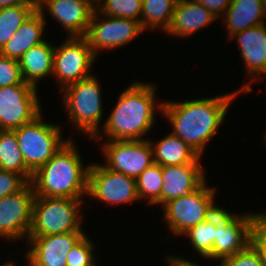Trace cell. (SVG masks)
Listing matches in <instances>:
<instances>
[{
    "instance_id": "obj_1",
    "label": "cell",
    "mask_w": 266,
    "mask_h": 266,
    "mask_svg": "<svg viewBox=\"0 0 266 266\" xmlns=\"http://www.w3.org/2000/svg\"><path fill=\"white\" fill-rule=\"evenodd\" d=\"M228 93L183 102L165 100L161 115L168 119L172 126L171 132L202 157L207 143L224 123L231 101L241 93V90Z\"/></svg>"
},
{
    "instance_id": "obj_2",
    "label": "cell",
    "mask_w": 266,
    "mask_h": 266,
    "mask_svg": "<svg viewBox=\"0 0 266 266\" xmlns=\"http://www.w3.org/2000/svg\"><path fill=\"white\" fill-rule=\"evenodd\" d=\"M155 92L156 84L139 80L130 83L129 87L121 92L115 108L101 125L103 131L93 139H101L103 132L106 141L145 140V134L155 126V110L162 113L163 102L155 103Z\"/></svg>"
},
{
    "instance_id": "obj_3",
    "label": "cell",
    "mask_w": 266,
    "mask_h": 266,
    "mask_svg": "<svg viewBox=\"0 0 266 266\" xmlns=\"http://www.w3.org/2000/svg\"><path fill=\"white\" fill-rule=\"evenodd\" d=\"M75 142L69 141L42 167L31 180L35 197L83 199L87 195L89 165L82 162Z\"/></svg>"
},
{
    "instance_id": "obj_4",
    "label": "cell",
    "mask_w": 266,
    "mask_h": 266,
    "mask_svg": "<svg viewBox=\"0 0 266 266\" xmlns=\"http://www.w3.org/2000/svg\"><path fill=\"white\" fill-rule=\"evenodd\" d=\"M62 104L70 123L78 132L94 138L101 131L103 119L102 89L97 77L91 75L67 85L61 91ZM101 123V124H100ZM77 128V129H76Z\"/></svg>"
},
{
    "instance_id": "obj_5",
    "label": "cell",
    "mask_w": 266,
    "mask_h": 266,
    "mask_svg": "<svg viewBox=\"0 0 266 266\" xmlns=\"http://www.w3.org/2000/svg\"><path fill=\"white\" fill-rule=\"evenodd\" d=\"M84 202L82 199L35 197L28 236L83 232L79 209Z\"/></svg>"
},
{
    "instance_id": "obj_6",
    "label": "cell",
    "mask_w": 266,
    "mask_h": 266,
    "mask_svg": "<svg viewBox=\"0 0 266 266\" xmlns=\"http://www.w3.org/2000/svg\"><path fill=\"white\" fill-rule=\"evenodd\" d=\"M13 131L23 160L32 173L46 164L69 141L68 138L63 139L61 126L45 122L42 113Z\"/></svg>"
},
{
    "instance_id": "obj_7",
    "label": "cell",
    "mask_w": 266,
    "mask_h": 266,
    "mask_svg": "<svg viewBox=\"0 0 266 266\" xmlns=\"http://www.w3.org/2000/svg\"><path fill=\"white\" fill-rule=\"evenodd\" d=\"M205 181L194 192L170 200L163 207V218L173 236H182L190 228L205 221L217 208L216 188Z\"/></svg>"
},
{
    "instance_id": "obj_8",
    "label": "cell",
    "mask_w": 266,
    "mask_h": 266,
    "mask_svg": "<svg viewBox=\"0 0 266 266\" xmlns=\"http://www.w3.org/2000/svg\"><path fill=\"white\" fill-rule=\"evenodd\" d=\"M257 214L235 215L218 206L214 211L216 234L209 259L221 261L243 251L251 243V231Z\"/></svg>"
},
{
    "instance_id": "obj_9",
    "label": "cell",
    "mask_w": 266,
    "mask_h": 266,
    "mask_svg": "<svg viewBox=\"0 0 266 266\" xmlns=\"http://www.w3.org/2000/svg\"><path fill=\"white\" fill-rule=\"evenodd\" d=\"M96 58L85 37L66 36L63 44L55 46L52 76L62 90L93 75L91 68Z\"/></svg>"
},
{
    "instance_id": "obj_10",
    "label": "cell",
    "mask_w": 266,
    "mask_h": 266,
    "mask_svg": "<svg viewBox=\"0 0 266 266\" xmlns=\"http://www.w3.org/2000/svg\"><path fill=\"white\" fill-rule=\"evenodd\" d=\"M143 32L139 21L102 15L95 9L84 37L97 57L101 50L125 46Z\"/></svg>"
},
{
    "instance_id": "obj_11",
    "label": "cell",
    "mask_w": 266,
    "mask_h": 266,
    "mask_svg": "<svg viewBox=\"0 0 266 266\" xmlns=\"http://www.w3.org/2000/svg\"><path fill=\"white\" fill-rule=\"evenodd\" d=\"M38 95L31 84L0 87V130L13 131L43 113Z\"/></svg>"
},
{
    "instance_id": "obj_12",
    "label": "cell",
    "mask_w": 266,
    "mask_h": 266,
    "mask_svg": "<svg viewBox=\"0 0 266 266\" xmlns=\"http://www.w3.org/2000/svg\"><path fill=\"white\" fill-rule=\"evenodd\" d=\"M90 164L88 170L87 195L108 205L129 204L139 200L135 178L100 165Z\"/></svg>"
},
{
    "instance_id": "obj_13",
    "label": "cell",
    "mask_w": 266,
    "mask_h": 266,
    "mask_svg": "<svg viewBox=\"0 0 266 266\" xmlns=\"http://www.w3.org/2000/svg\"><path fill=\"white\" fill-rule=\"evenodd\" d=\"M107 168L137 178L154 163L153 148L145 140H111L101 145Z\"/></svg>"
},
{
    "instance_id": "obj_14",
    "label": "cell",
    "mask_w": 266,
    "mask_h": 266,
    "mask_svg": "<svg viewBox=\"0 0 266 266\" xmlns=\"http://www.w3.org/2000/svg\"><path fill=\"white\" fill-rule=\"evenodd\" d=\"M35 199L34 188L28 182L17 193L0 199V237L5 241L28 237Z\"/></svg>"
},
{
    "instance_id": "obj_15",
    "label": "cell",
    "mask_w": 266,
    "mask_h": 266,
    "mask_svg": "<svg viewBox=\"0 0 266 266\" xmlns=\"http://www.w3.org/2000/svg\"><path fill=\"white\" fill-rule=\"evenodd\" d=\"M85 235V232H67L57 235L28 236L30 245L25 258L29 266H67V254Z\"/></svg>"
},
{
    "instance_id": "obj_16",
    "label": "cell",
    "mask_w": 266,
    "mask_h": 266,
    "mask_svg": "<svg viewBox=\"0 0 266 266\" xmlns=\"http://www.w3.org/2000/svg\"><path fill=\"white\" fill-rule=\"evenodd\" d=\"M44 9L62 25L69 37H84L95 11L86 0H42L38 10Z\"/></svg>"
},
{
    "instance_id": "obj_17",
    "label": "cell",
    "mask_w": 266,
    "mask_h": 266,
    "mask_svg": "<svg viewBox=\"0 0 266 266\" xmlns=\"http://www.w3.org/2000/svg\"><path fill=\"white\" fill-rule=\"evenodd\" d=\"M161 170L163 177L161 207L170 200L194 192L207 179L201 163L161 166Z\"/></svg>"
},
{
    "instance_id": "obj_18",
    "label": "cell",
    "mask_w": 266,
    "mask_h": 266,
    "mask_svg": "<svg viewBox=\"0 0 266 266\" xmlns=\"http://www.w3.org/2000/svg\"><path fill=\"white\" fill-rule=\"evenodd\" d=\"M230 38L238 42L245 71L251 78L249 81L253 83L260 78L262 80V75L266 77V24L247 28Z\"/></svg>"
},
{
    "instance_id": "obj_19",
    "label": "cell",
    "mask_w": 266,
    "mask_h": 266,
    "mask_svg": "<svg viewBox=\"0 0 266 266\" xmlns=\"http://www.w3.org/2000/svg\"><path fill=\"white\" fill-rule=\"evenodd\" d=\"M217 20L214 14L197 0H178L167 35L185 38Z\"/></svg>"
},
{
    "instance_id": "obj_20",
    "label": "cell",
    "mask_w": 266,
    "mask_h": 266,
    "mask_svg": "<svg viewBox=\"0 0 266 266\" xmlns=\"http://www.w3.org/2000/svg\"><path fill=\"white\" fill-rule=\"evenodd\" d=\"M45 10L35 11L15 32L12 38L0 49V54L10 59L19 60L33 46L45 41Z\"/></svg>"
},
{
    "instance_id": "obj_21",
    "label": "cell",
    "mask_w": 266,
    "mask_h": 266,
    "mask_svg": "<svg viewBox=\"0 0 266 266\" xmlns=\"http://www.w3.org/2000/svg\"><path fill=\"white\" fill-rule=\"evenodd\" d=\"M266 19V2L264 0H232L230 7L222 16L228 36L247 28L264 24Z\"/></svg>"
},
{
    "instance_id": "obj_22",
    "label": "cell",
    "mask_w": 266,
    "mask_h": 266,
    "mask_svg": "<svg viewBox=\"0 0 266 266\" xmlns=\"http://www.w3.org/2000/svg\"><path fill=\"white\" fill-rule=\"evenodd\" d=\"M55 44L43 41L28 51L18 60L23 80L38 89V83L47 76H52Z\"/></svg>"
},
{
    "instance_id": "obj_23",
    "label": "cell",
    "mask_w": 266,
    "mask_h": 266,
    "mask_svg": "<svg viewBox=\"0 0 266 266\" xmlns=\"http://www.w3.org/2000/svg\"><path fill=\"white\" fill-rule=\"evenodd\" d=\"M150 143L153 148L154 163L161 166L201 162V156L172 132L158 140L156 144L152 140Z\"/></svg>"
},
{
    "instance_id": "obj_24",
    "label": "cell",
    "mask_w": 266,
    "mask_h": 266,
    "mask_svg": "<svg viewBox=\"0 0 266 266\" xmlns=\"http://www.w3.org/2000/svg\"><path fill=\"white\" fill-rule=\"evenodd\" d=\"M0 170L20 174L31 182L33 173L26 166L14 131L0 130Z\"/></svg>"
},
{
    "instance_id": "obj_25",
    "label": "cell",
    "mask_w": 266,
    "mask_h": 266,
    "mask_svg": "<svg viewBox=\"0 0 266 266\" xmlns=\"http://www.w3.org/2000/svg\"><path fill=\"white\" fill-rule=\"evenodd\" d=\"M178 0H143L141 27L147 29L161 28L166 32L169 28ZM161 26V27H160Z\"/></svg>"
},
{
    "instance_id": "obj_26",
    "label": "cell",
    "mask_w": 266,
    "mask_h": 266,
    "mask_svg": "<svg viewBox=\"0 0 266 266\" xmlns=\"http://www.w3.org/2000/svg\"><path fill=\"white\" fill-rule=\"evenodd\" d=\"M137 194L139 200L146 198V204L161 206V189L163 177L161 165L153 163L141 173L136 179Z\"/></svg>"
},
{
    "instance_id": "obj_27",
    "label": "cell",
    "mask_w": 266,
    "mask_h": 266,
    "mask_svg": "<svg viewBox=\"0 0 266 266\" xmlns=\"http://www.w3.org/2000/svg\"><path fill=\"white\" fill-rule=\"evenodd\" d=\"M39 7L10 6L0 8V49Z\"/></svg>"
},
{
    "instance_id": "obj_28",
    "label": "cell",
    "mask_w": 266,
    "mask_h": 266,
    "mask_svg": "<svg viewBox=\"0 0 266 266\" xmlns=\"http://www.w3.org/2000/svg\"><path fill=\"white\" fill-rule=\"evenodd\" d=\"M216 226L214 222V212L198 225L190 228L183 234L188 236L190 244L195 251L205 259L212 256V247L215 241Z\"/></svg>"
},
{
    "instance_id": "obj_29",
    "label": "cell",
    "mask_w": 266,
    "mask_h": 266,
    "mask_svg": "<svg viewBox=\"0 0 266 266\" xmlns=\"http://www.w3.org/2000/svg\"><path fill=\"white\" fill-rule=\"evenodd\" d=\"M143 0H103L96 10L106 16L122 17L141 24Z\"/></svg>"
},
{
    "instance_id": "obj_30",
    "label": "cell",
    "mask_w": 266,
    "mask_h": 266,
    "mask_svg": "<svg viewBox=\"0 0 266 266\" xmlns=\"http://www.w3.org/2000/svg\"><path fill=\"white\" fill-rule=\"evenodd\" d=\"M85 234L67 254V266H96L95 244Z\"/></svg>"
},
{
    "instance_id": "obj_31",
    "label": "cell",
    "mask_w": 266,
    "mask_h": 266,
    "mask_svg": "<svg viewBox=\"0 0 266 266\" xmlns=\"http://www.w3.org/2000/svg\"><path fill=\"white\" fill-rule=\"evenodd\" d=\"M28 84L23 80L19 62L0 54V87Z\"/></svg>"
},
{
    "instance_id": "obj_32",
    "label": "cell",
    "mask_w": 266,
    "mask_h": 266,
    "mask_svg": "<svg viewBox=\"0 0 266 266\" xmlns=\"http://www.w3.org/2000/svg\"><path fill=\"white\" fill-rule=\"evenodd\" d=\"M217 266H265L259 252L250 243L243 251L222 259Z\"/></svg>"
},
{
    "instance_id": "obj_33",
    "label": "cell",
    "mask_w": 266,
    "mask_h": 266,
    "mask_svg": "<svg viewBox=\"0 0 266 266\" xmlns=\"http://www.w3.org/2000/svg\"><path fill=\"white\" fill-rule=\"evenodd\" d=\"M251 244L259 252L266 266V212H259L251 231Z\"/></svg>"
},
{
    "instance_id": "obj_34",
    "label": "cell",
    "mask_w": 266,
    "mask_h": 266,
    "mask_svg": "<svg viewBox=\"0 0 266 266\" xmlns=\"http://www.w3.org/2000/svg\"><path fill=\"white\" fill-rule=\"evenodd\" d=\"M28 182L20 175L11 171L0 170V199L20 191Z\"/></svg>"
},
{
    "instance_id": "obj_35",
    "label": "cell",
    "mask_w": 266,
    "mask_h": 266,
    "mask_svg": "<svg viewBox=\"0 0 266 266\" xmlns=\"http://www.w3.org/2000/svg\"><path fill=\"white\" fill-rule=\"evenodd\" d=\"M206 9L211 11L214 16L221 18L230 7L232 0H197Z\"/></svg>"
},
{
    "instance_id": "obj_36",
    "label": "cell",
    "mask_w": 266,
    "mask_h": 266,
    "mask_svg": "<svg viewBox=\"0 0 266 266\" xmlns=\"http://www.w3.org/2000/svg\"><path fill=\"white\" fill-rule=\"evenodd\" d=\"M39 0H0V8L10 6L39 7Z\"/></svg>"
},
{
    "instance_id": "obj_37",
    "label": "cell",
    "mask_w": 266,
    "mask_h": 266,
    "mask_svg": "<svg viewBox=\"0 0 266 266\" xmlns=\"http://www.w3.org/2000/svg\"><path fill=\"white\" fill-rule=\"evenodd\" d=\"M167 262L169 263L168 266H200L199 264H196L192 260L185 259L183 257L179 256H167L166 257Z\"/></svg>"
},
{
    "instance_id": "obj_38",
    "label": "cell",
    "mask_w": 266,
    "mask_h": 266,
    "mask_svg": "<svg viewBox=\"0 0 266 266\" xmlns=\"http://www.w3.org/2000/svg\"><path fill=\"white\" fill-rule=\"evenodd\" d=\"M88 1L95 9L98 7V5L103 1V0H86Z\"/></svg>"
},
{
    "instance_id": "obj_39",
    "label": "cell",
    "mask_w": 266,
    "mask_h": 266,
    "mask_svg": "<svg viewBox=\"0 0 266 266\" xmlns=\"http://www.w3.org/2000/svg\"><path fill=\"white\" fill-rule=\"evenodd\" d=\"M0 266H15V264H14V262L9 261L7 263L5 262L4 264H2Z\"/></svg>"
},
{
    "instance_id": "obj_40",
    "label": "cell",
    "mask_w": 266,
    "mask_h": 266,
    "mask_svg": "<svg viewBox=\"0 0 266 266\" xmlns=\"http://www.w3.org/2000/svg\"><path fill=\"white\" fill-rule=\"evenodd\" d=\"M264 140H265L264 142L266 143V130H265Z\"/></svg>"
}]
</instances>
